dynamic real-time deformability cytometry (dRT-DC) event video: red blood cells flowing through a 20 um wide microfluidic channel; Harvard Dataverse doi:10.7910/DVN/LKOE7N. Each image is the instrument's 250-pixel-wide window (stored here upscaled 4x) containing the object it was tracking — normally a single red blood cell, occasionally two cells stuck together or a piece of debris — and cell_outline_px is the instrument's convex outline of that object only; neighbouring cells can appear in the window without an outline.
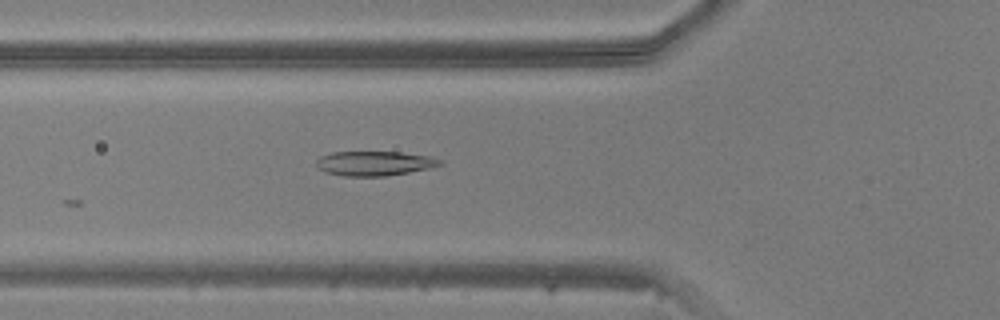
{"species": "common noctule bat (a hibernating species)", "species_latin": "Nyctalus noctula", "temperature_condition": "warm", "stored_images_in_passage": 14, "camera_frame_rate_fps": 3000, "um_per_image_px": 0.085, "animal": {"sex": "male", "body_mass_g": 20.5, "forearm_length_mm": 52.5}, "frame": {"image": 1, "passage_image": 3, "time_ms": 0.667, "image_size_px": [1000, 320], "cell_outline_px": [[444, 164], [428, 168], [408, 172], [384, 176], [344, 176], [324, 172], [316, 168], [316, 160], [320, 156], [332, 152], [400, 152], [432, 156], [444, 160]], "centroid_in_image_um": [31.82, 13.88], "position_along_channel_um": 94.0, "area_um2": 17.86}}
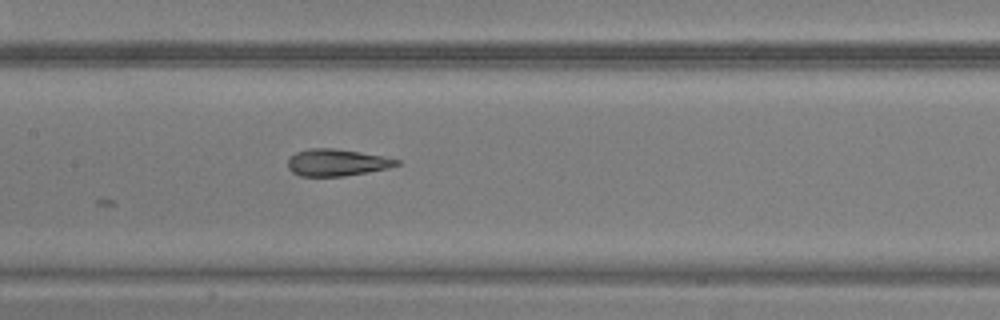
{"frame": {"image": 2, "passage_image": 9, "time_ms": 2.667, "image_size_px": [1000, 320], "cell_outline_px": [[400, 164], [388, 168], [368, 172], [344, 176], [300, 176], [292, 172], [288, 168], [288, 160], [296, 152], [308, 148], [332, 148], [360, 152], [400, 160]], "centroid_in_image_um": [28.61, 13.82], "position_along_channel_um": 178.8, "area_um2": 16.94}}
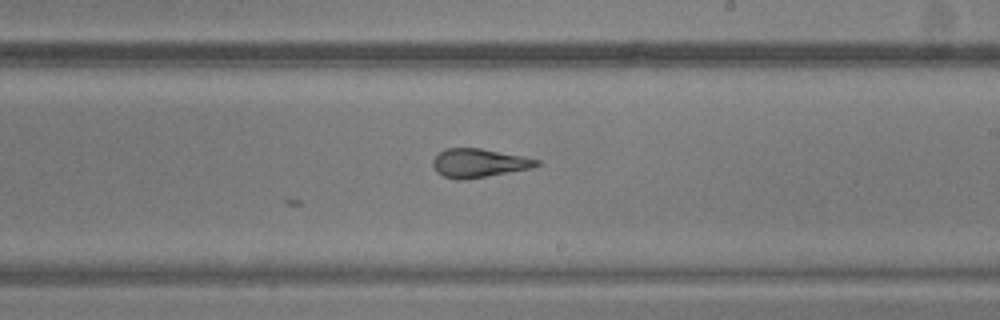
{"frame": {"image": 3, "passage_image": 14, "time_ms": 4.333, "image_size_px": [1000, 320], "cell_outline_px": [[540, 164], [532, 168], [488, 176], [464, 180], [456, 180], [444, 176], [436, 172], [432, 164], [432, 160], [444, 148], [480, 148], [524, 156], [540, 160]], "centroid_in_image_um": [40.7, 13.86], "position_along_channel_um": 248.3, "area_um2": 17.46}}